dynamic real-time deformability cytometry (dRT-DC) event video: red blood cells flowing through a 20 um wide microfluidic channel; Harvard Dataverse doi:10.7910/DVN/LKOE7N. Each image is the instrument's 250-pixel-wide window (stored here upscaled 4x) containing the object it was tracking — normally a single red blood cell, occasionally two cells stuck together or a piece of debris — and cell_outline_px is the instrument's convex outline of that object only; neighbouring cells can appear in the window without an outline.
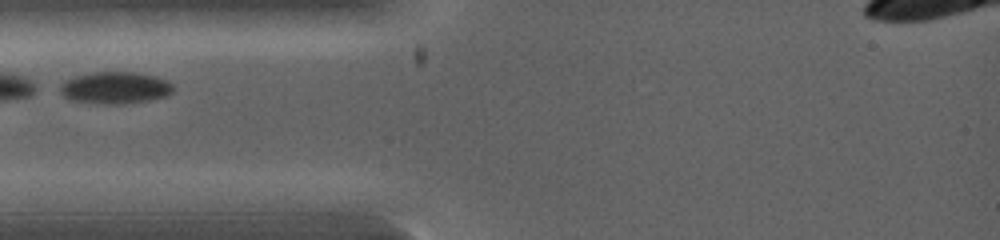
{"species": "common noctule bat (a hibernating species)", "species_latin": "Nyctalus noctula", "temperature_condition": "warm", "stored_images_in_passage": 1, "camera_frame_rate_fps": 5000, "um_per_image_px": 0.085, "animal": {"sex": "female", "body_mass_g": 19.0, "forearm_length_mm": 53.3}, "frame": {"image": 1, "passage_image": 1, "time_ms": 0.0, "image_size_px": [1000, 240], "cell_outline_px": [[172, 92], [164, 96], [148, 100], [124, 104], [96, 104], [68, 100], [60, 92], [60, 84], [64, 80], [76, 76], [92, 72], [136, 72], [156, 76], [172, 84]], "centroid_in_image_um": [9.72, 7.47], "position_along_channel_um": 75.3, "area_um2": 21.15}}